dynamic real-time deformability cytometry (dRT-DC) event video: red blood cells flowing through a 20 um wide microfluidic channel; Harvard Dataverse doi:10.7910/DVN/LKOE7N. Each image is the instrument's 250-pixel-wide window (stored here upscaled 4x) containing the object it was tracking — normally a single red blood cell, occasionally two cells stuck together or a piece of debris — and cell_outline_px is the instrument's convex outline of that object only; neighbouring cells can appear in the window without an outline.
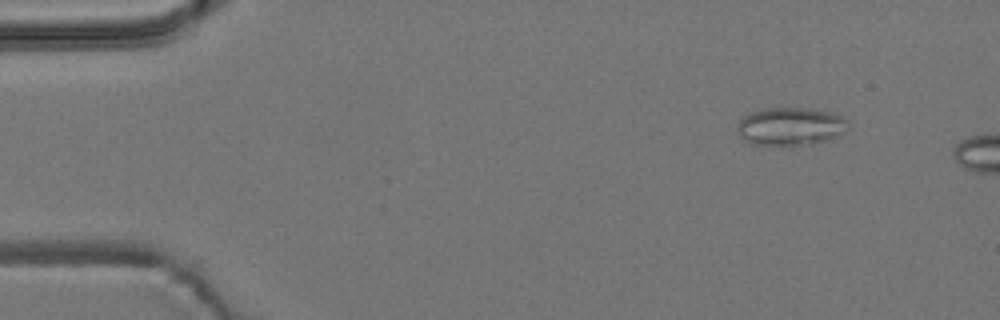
{"species": "common noctule bat (a hibernating species)", "species_latin": "Nyctalus noctula", "temperature_condition": "room temperature", "stored_images_in_passage": 3, "camera_frame_rate_fps": 3000, "um_per_image_px": 0.085, "animal": {"sex": "male", "body_mass_g": 19.2, "forearm_length_mm": 51.8}, "frame": {"image": 1, "passage_image": 2, "time_ms": 0.333, "image_size_px": [1000, 320], "cell_outline_px": [[848, 132], [828, 140], [812, 144], [792, 148], [788, 148], [752, 144], [744, 140], [736, 132], [736, 124], [744, 116], [752, 112], [764, 108], [804, 108], [828, 112], [844, 116], [848, 120]], "centroid_in_image_um": [67.19, 10.8], "position_along_channel_um": 17.8, "area_um2": 25.55}}